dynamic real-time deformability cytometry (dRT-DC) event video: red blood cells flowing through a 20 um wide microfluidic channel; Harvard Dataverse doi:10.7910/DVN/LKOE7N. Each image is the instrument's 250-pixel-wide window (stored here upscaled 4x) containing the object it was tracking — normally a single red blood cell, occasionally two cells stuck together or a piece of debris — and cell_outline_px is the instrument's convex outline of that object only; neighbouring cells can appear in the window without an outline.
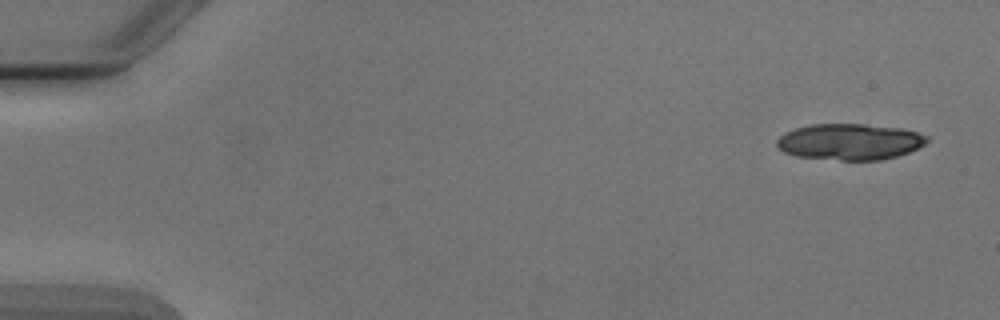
{"species": "Egyptian fruit bat (a non-hibernating species)", "species_latin": "Rousettus aegyptiacus", "temperature_condition": "cold", "stored_images_in_passage": 5, "camera_frame_rate_fps": 3000, "um_per_image_px": 0.085, "animal": {"sex": "male"}, "frame": {"image": 1, "passage_image": 1, "time_ms": 0.0, "image_size_px": [1000, 320], "cell_outline_px": [[928, 140], [924, 144], [908, 152], [896, 156], [880, 160], [840, 160], [796, 156], [784, 152], [776, 144], [776, 140], [780, 136], [796, 128], [812, 124], [864, 124], [900, 128], [916, 132], [928, 136]], "centroid_in_image_um": [72.23, 12.05], "position_along_channel_um": 12.8, "area_um2": 31.39}}